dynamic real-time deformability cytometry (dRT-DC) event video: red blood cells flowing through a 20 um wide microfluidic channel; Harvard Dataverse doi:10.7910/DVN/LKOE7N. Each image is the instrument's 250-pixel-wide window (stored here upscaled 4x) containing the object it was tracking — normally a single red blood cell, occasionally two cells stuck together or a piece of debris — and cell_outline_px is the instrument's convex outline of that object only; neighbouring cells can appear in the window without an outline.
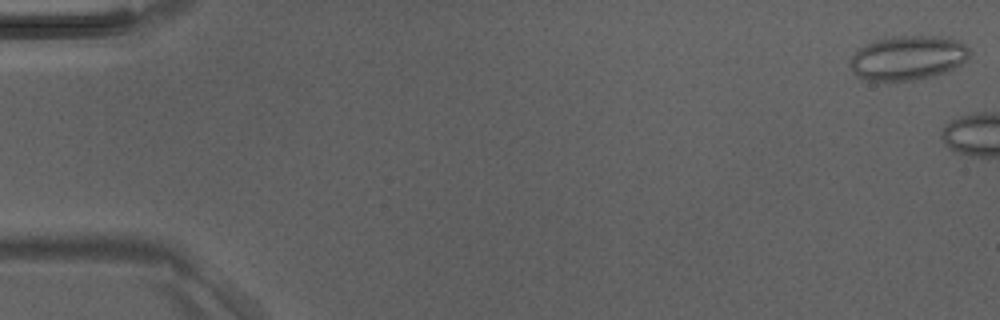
{"species": "Egyptian fruit bat (a non-hibernating species)", "species_latin": "Rousettus aegyptiacus", "temperature_condition": "room temperature", "stored_images_in_passage": 5, "camera_frame_rate_fps": 3000, "um_per_image_px": 0.085, "animal": {"sex": "male"}, "frame": {"image": 1, "passage_image": 1, "time_ms": 0.0, "image_size_px": [1000, 320], "cell_outline_px": [[972, 52], [960, 64], [944, 72], [912, 80], [860, 80], [852, 72], [848, 64], [848, 60], [860, 48], [872, 40], [884, 36], [948, 36], [964, 44]], "centroid_in_image_um": [77.1, 4.89], "position_along_channel_um": 7.9, "area_um2": 31.04}}